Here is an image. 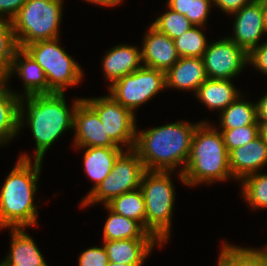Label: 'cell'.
<instances>
[{
	"label": "cell",
	"mask_w": 267,
	"mask_h": 266,
	"mask_svg": "<svg viewBox=\"0 0 267 266\" xmlns=\"http://www.w3.org/2000/svg\"><path fill=\"white\" fill-rule=\"evenodd\" d=\"M82 99L76 98L70 107L65 93L19 97V134L28 124L36 145L34 160L43 161L48 148L67 129L73 130L74 113Z\"/></svg>",
	"instance_id": "obj_1"
},
{
	"label": "cell",
	"mask_w": 267,
	"mask_h": 266,
	"mask_svg": "<svg viewBox=\"0 0 267 266\" xmlns=\"http://www.w3.org/2000/svg\"><path fill=\"white\" fill-rule=\"evenodd\" d=\"M198 123L185 120L140 130L137 128L133 150L143 162L145 170L174 171L184 184L183 170L191 152V141ZM183 165V166H181Z\"/></svg>",
	"instance_id": "obj_2"
},
{
	"label": "cell",
	"mask_w": 267,
	"mask_h": 266,
	"mask_svg": "<svg viewBox=\"0 0 267 266\" xmlns=\"http://www.w3.org/2000/svg\"><path fill=\"white\" fill-rule=\"evenodd\" d=\"M0 189V229L28 228L38 224L35 194L42 161L22 153Z\"/></svg>",
	"instance_id": "obj_3"
},
{
	"label": "cell",
	"mask_w": 267,
	"mask_h": 266,
	"mask_svg": "<svg viewBox=\"0 0 267 266\" xmlns=\"http://www.w3.org/2000/svg\"><path fill=\"white\" fill-rule=\"evenodd\" d=\"M211 125L202 120L193 133L190 156L182 173L185 186L210 185L233 178L222 134Z\"/></svg>",
	"instance_id": "obj_4"
},
{
	"label": "cell",
	"mask_w": 267,
	"mask_h": 266,
	"mask_svg": "<svg viewBox=\"0 0 267 266\" xmlns=\"http://www.w3.org/2000/svg\"><path fill=\"white\" fill-rule=\"evenodd\" d=\"M174 171L145 170L140 189L144 196L145 229L163 246L171 236V224L176 193L172 174Z\"/></svg>",
	"instance_id": "obj_5"
},
{
	"label": "cell",
	"mask_w": 267,
	"mask_h": 266,
	"mask_svg": "<svg viewBox=\"0 0 267 266\" xmlns=\"http://www.w3.org/2000/svg\"><path fill=\"white\" fill-rule=\"evenodd\" d=\"M64 0H27L11 20L20 48L60 36Z\"/></svg>",
	"instance_id": "obj_6"
},
{
	"label": "cell",
	"mask_w": 267,
	"mask_h": 266,
	"mask_svg": "<svg viewBox=\"0 0 267 266\" xmlns=\"http://www.w3.org/2000/svg\"><path fill=\"white\" fill-rule=\"evenodd\" d=\"M60 37L50 40H40L24 49L43 69L49 94L65 93L64 91L83 80V69L60 45Z\"/></svg>",
	"instance_id": "obj_7"
},
{
	"label": "cell",
	"mask_w": 267,
	"mask_h": 266,
	"mask_svg": "<svg viewBox=\"0 0 267 266\" xmlns=\"http://www.w3.org/2000/svg\"><path fill=\"white\" fill-rule=\"evenodd\" d=\"M144 171L143 162L138 154L133 149H125L115 160L112 171L81 201L80 207L87 208L98 203L106 205L125 192L139 189Z\"/></svg>",
	"instance_id": "obj_8"
},
{
	"label": "cell",
	"mask_w": 267,
	"mask_h": 266,
	"mask_svg": "<svg viewBox=\"0 0 267 266\" xmlns=\"http://www.w3.org/2000/svg\"><path fill=\"white\" fill-rule=\"evenodd\" d=\"M166 90L165 72L142 66L108 86V93L125 108L136 114V109Z\"/></svg>",
	"instance_id": "obj_9"
},
{
	"label": "cell",
	"mask_w": 267,
	"mask_h": 266,
	"mask_svg": "<svg viewBox=\"0 0 267 266\" xmlns=\"http://www.w3.org/2000/svg\"><path fill=\"white\" fill-rule=\"evenodd\" d=\"M98 114L110 138L121 148L131 150L136 139V114L117 102L109 93L101 97H83Z\"/></svg>",
	"instance_id": "obj_10"
},
{
	"label": "cell",
	"mask_w": 267,
	"mask_h": 266,
	"mask_svg": "<svg viewBox=\"0 0 267 266\" xmlns=\"http://www.w3.org/2000/svg\"><path fill=\"white\" fill-rule=\"evenodd\" d=\"M202 59L210 79L233 80L248 65V53L228 36L209 43Z\"/></svg>",
	"instance_id": "obj_11"
},
{
	"label": "cell",
	"mask_w": 267,
	"mask_h": 266,
	"mask_svg": "<svg viewBox=\"0 0 267 266\" xmlns=\"http://www.w3.org/2000/svg\"><path fill=\"white\" fill-rule=\"evenodd\" d=\"M234 16L233 36L228 37L248 54L260 45L261 37L266 35L263 15V1L253 0L240 10L230 14Z\"/></svg>",
	"instance_id": "obj_12"
},
{
	"label": "cell",
	"mask_w": 267,
	"mask_h": 266,
	"mask_svg": "<svg viewBox=\"0 0 267 266\" xmlns=\"http://www.w3.org/2000/svg\"><path fill=\"white\" fill-rule=\"evenodd\" d=\"M74 148L120 147L106 132L98 114L82 99L74 113Z\"/></svg>",
	"instance_id": "obj_13"
},
{
	"label": "cell",
	"mask_w": 267,
	"mask_h": 266,
	"mask_svg": "<svg viewBox=\"0 0 267 266\" xmlns=\"http://www.w3.org/2000/svg\"><path fill=\"white\" fill-rule=\"evenodd\" d=\"M141 46L143 66L167 72L180 58L174 41L150 25Z\"/></svg>",
	"instance_id": "obj_14"
},
{
	"label": "cell",
	"mask_w": 267,
	"mask_h": 266,
	"mask_svg": "<svg viewBox=\"0 0 267 266\" xmlns=\"http://www.w3.org/2000/svg\"><path fill=\"white\" fill-rule=\"evenodd\" d=\"M15 74L22 80L24 87L23 93H19L18 97L49 94V85L43 69L24 48L17 49L5 78L9 81Z\"/></svg>",
	"instance_id": "obj_15"
},
{
	"label": "cell",
	"mask_w": 267,
	"mask_h": 266,
	"mask_svg": "<svg viewBox=\"0 0 267 266\" xmlns=\"http://www.w3.org/2000/svg\"><path fill=\"white\" fill-rule=\"evenodd\" d=\"M266 165L267 142L261 135L229 152L231 174L237 182L250 174L260 172Z\"/></svg>",
	"instance_id": "obj_16"
},
{
	"label": "cell",
	"mask_w": 267,
	"mask_h": 266,
	"mask_svg": "<svg viewBox=\"0 0 267 266\" xmlns=\"http://www.w3.org/2000/svg\"><path fill=\"white\" fill-rule=\"evenodd\" d=\"M104 77L112 85L116 80L143 66L141 48L132 44L113 46L102 58Z\"/></svg>",
	"instance_id": "obj_17"
},
{
	"label": "cell",
	"mask_w": 267,
	"mask_h": 266,
	"mask_svg": "<svg viewBox=\"0 0 267 266\" xmlns=\"http://www.w3.org/2000/svg\"><path fill=\"white\" fill-rule=\"evenodd\" d=\"M207 78L202 58L182 57L165 73L166 89L190 90L196 94Z\"/></svg>",
	"instance_id": "obj_18"
},
{
	"label": "cell",
	"mask_w": 267,
	"mask_h": 266,
	"mask_svg": "<svg viewBox=\"0 0 267 266\" xmlns=\"http://www.w3.org/2000/svg\"><path fill=\"white\" fill-rule=\"evenodd\" d=\"M10 249L2 266H48L42 252L26 228H10Z\"/></svg>",
	"instance_id": "obj_19"
},
{
	"label": "cell",
	"mask_w": 267,
	"mask_h": 266,
	"mask_svg": "<svg viewBox=\"0 0 267 266\" xmlns=\"http://www.w3.org/2000/svg\"><path fill=\"white\" fill-rule=\"evenodd\" d=\"M157 245L163 247L157 239L103 241L109 261L119 264H144Z\"/></svg>",
	"instance_id": "obj_20"
},
{
	"label": "cell",
	"mask_w": 267,
	"mask_h": 266,
	"mask_svg": "<svg viewBox=\"0 0 267 266\" xmlns=\"http://www.w3.org/2000/svg\"><path fill=\"white\" fill-rule=\"evenodd\" d=\"M76 149L85 150L83 155L84 172L94 183L92 189L83 198L84 200L112 171L115 160L125 149L121 147H86Z\"/></svg>",
	"instance_id": "obj_21"
},
{
	"label": "cell",
	"mask_w": 267,
	"mask_h": 266,
	"mask_svg": "<svg viewBox=\"0 0 267 266\" xmlns=\"http://www.w3.org/2000/svg\"><path fill=\"white\" fill-rule=\"evenodd\" d=\"M242 93L229 79L207 78L198 88L196 98L208 109L221 113Z\"/></svg>",
	"instance_id": "obj_22"
},
{
	"label": "cell",
	"mask_w": 267,
	"mask_h": 266,
	"mask_svg": "<svg viewBox=\"0 0 267 266\" xmlns=\"http://www.w3.org/2000/svg\"><path fill=\"white\" fill-rule=\"evenodd\" d=\"M7 82L6 78H0V146L12 142L19 135L18 92L10 89Z\"/></svg>",
	"instance_id": "obj_23"
},
{
	"label": "cell",
	"mask_w": 267,
	"mask_h": 266,
	"mask_svg": "<svg viewBox=\"0 0 267 266\" xmlns=\"http://www.w3.org/2000/svg\"><path fill=\"white\" fill-rule=\"evenodd\" d=\"M108 216L103 228V241L124 239H156L139 222L113 212L107 205Z\"/></svg>",
	"instance_id": "obj_24"
},
{
	"label": "cell",
	"mask_w": 267,
	"mask_h": 266,
	"mask_svg": "<svg viewBox=\"0 0 267 266\" xmlns=\"http://www.w3.org/2000/svg\"><path fill=\"white\" fill-rule=\"evenodd\" d=\"M218 116H220V124L218 126L220 129H235L241 126L259 125L256 103L247 101L242 95Z\"/></svg>",
	"instance_id": "obj_25"
},
{
	"label": "cell",
	"mask_w": 267,
	"mask_h": 266,
	"mask_svg": "<svg viewBox=\"0 0 267 266\" xmlns=\"http://www.w3.org/2000/svg\"><path fill=\"white\" fill-rule=\"evenodd\" d=\"M113 212L139 222L145 228L146 207L141 189L125 192L106 204Z\"/></svg>",
	"instance_id": "obj_26"
},
{
	"label": "cell",
	"mask_w": 267,
	"mask_h": 266,
	"mask_svg": "<svg viewBox=\"0 0 267 266\" xmlns=\"http://www.w3.org/2000/svg\"><path fill=\"white\" fill-rule=\"evenodd\" d=\"M241 194L253 210L267 209V173L250 174L240 181Z\"/></svg>",
	"instance_id": "obj_27"
},
{
	"label": "cell",
	"mask_w": 267,
	"mask_h": 266,
	"mask_svg": "<svg viewBox=\"0 0 267 266\" xmlns=\"http://www.w3.org/2000/svg\"><path fill=\"white\" fill-rule=\"evenodd\" d=\"M201 27L205 28L204 26L194 25L180 37L173 40L180 58L203 57L209 42Z\"/></svg>",
	"instance_id": "obj_28"
},
{
	"label": "cell",
	"mask_w": 267,
	"mask_h": 266,
	"mask_svg": "<svg viewBox=\"0 0 267 266\" xmlns=\"http://www.w3.org/2000/svg\"><path fill=\"white\" fill-rule=\"evenodd\" d=\"M166 6L185 15L194 25L204 26L213 4L212 0H167Z\"/></svg>",
	"instance_id": "obj_29"
},
{
	"label": "cell",
	"mask_w": 267,
	"mask_h": 266,
	"mask_svg": "<svg viewBox=\"0 0 267 266\" xmlns=\"http://www.w3.org/2000/svg\"><path fill=\"white\" fill-rule=\"evenodd\" d=\"M18 48L11 20L0 16V78L8 74Z\"/></svg>",
	"instance_id": "obj_30"
},
{
	"label": "cell",
	"mask_w": 267,
	"mask_h": 266,
	"mask_svg": "<svg viewBox=\"0 0 267 266\" xmlns=\"http://www.w3.org/2000/svg\"><path fill=\"white\" fill-rule=\"evenodd\" d=\"M151 25L159 32L169 36L172 40L180 37L194 26L185 15L174 12L168 7L167 11L157 17Z\"/></svg>",
	"instance_id": "obj_31"
},
{
	"label": "cell",
	"mask_w": 267,
	"mask_h": 266,
	"mask_svg": "<svg viewBox=\"0 0 267 266\" xmlns=\"http://www.w3.org/2000/svg\"><path fill=\"white\" fill-rule=\"evenodd\" d=\"M219 131L222 134L225 147L230 152L258 137L260 135V125H247L235 129H221Z\"/></svg>",
	"instance_id": "obj_32"
},
{
	"label": "cell",
	"mask_w": 267,
	"mask_h": 266,
	"mask_svg": "<svg viewBox=\"0 0 267 266\" xmlns=\"http://www.w3.org/2000/svg\"><path fill=\"white\" fill-rule=\"evenodd\" d=\"M217 266H245V247L223 241Z\"/></svg>",
	"instance_id": "obj_33"
},
{
	"label": "cell",
	"mask_w": 267,
	"mask_h": 266,
	"mask_svg": "<svg viewBox=\"0 0 267 266\" xmlns=\"http://www.w3.org/2000/svg\"><path fill=\"white\" fill-rule=\"evenodd\" d=\"M108 263V255L103 245L82 251L78 258V266H107Z\"/></svg>",
	"instance_id": "obj_34"
},
{
	"label": "cell",
	"mask_w": 267,
	"mask_h": 266,
	"mask_svg": "<svg viewBox=\"0 0 267 266\" xmlns=\"http://www.w3.org/2000/svg\"><path fill=\"white\" fill-rule=\"evenodd\" d=\"M248 65L267 76V40L248 54Z\"/></svg>",
	"instance_id": "obj_35"
},
{
	"label": "cell",
	"mask_w": 267,
	"mask_h": 266,
	"mask_svg": "<svg viewBox=\"0 0 267 266\" xmlns=\"http://www.w3.org/2000/svg\"><path fill=\"white\" fill-rule=\"evenodd\" d=\"M245 266H267V253L262 248L245 247Z\"/></svg>",
	"instance_id": "obj_36"
},
{
	"label": "cell",
	"mask_w": 267,
	"mask_h": 266,
	"mask_svg": "<svg viewBox=\"0 0 267 266\" xmlns=\"http://www.w3.org/2000/svg\"><path fill=\"white\" fill-rule=\"evenodd\" d=\"M252 1L253 0H212V4L230 16V14L240 10L243 6L248 5Z\"/></svg>",
	"instance_id": "obj_37"
},
{
	"label": "cell",
	"mask_w": 267,
	"mask_h": 266,
	"mask_svg": "<svg viewBox=\"0 0 267 266\" xmlns=\"http://www.w3.org/2000/svg\"><path fill=\"white\" fill-rule=\"evenodd\" d=\"M27 0H0V16L12 20Z\"/></svg>",
	"instance_id": "obj_38"
},
{
	"label": "cell",
	"mask_w": 267,
	"mask_h": 266,
	"mask_svg": "<svg viewBox=\"0 0 267 266\" xmlns=\"http://www.w3.org/2000/svg\"><path fill=\"white\" fill-rule=\"evenodd\" d=\"M257 106V120L267 121V93L256 102Z\"/></svg>",
	"instance_id": "obj_39"
},
{
	"label": "cell",
	"mask_w": 267,
	"mask_h": 266,
	"mask_svg": "<svg viewBox=\"0 0 267 266\" xmlns=\"http://www.w3.org/2000/svg\"><path fill=\"white\" fill-rule=\"evenodd\" d=\"M84 1L105 7H113V6H118L120 3H122L123 0H84Z\"/></svg>",
	"instance_id": "obj_40"
},
{
	"label": "cell",
	"mask_w": 267,
	"mask_h": 266,
	"mask_svg": "<svg viewBox=\"0 0 267 266\" xmlns=\"http://www.w3.org/2000/svg\"><path fill=\"white\" fill-rule=\"evenodd\" d=\"M260 125V135L267 142V121H258Z\"/></svg>",
	"instance_id": "obj_41"
},
{
	"label": "cell",
	"mask_w": 267,
	"mask_h": 266,
	"mask_svg": "<svg viewBox=\"0 0 267 266\" xmlns=\"http://www.w3.org/2000/svg\"><path fill=\"white\" fill-rule=\"evenodd\" d=\"M107 266H143V264H119V263H112L109 261Z\"/></svg>",
	"instance_id": "obj_42"
},
{
	"label": "cell",
	"mask_w": 267,
	"mask_h": 266,
	"mask_svg": "<svg viewBox=\"0 0 267 266\" xmlns=\"http://www.w3.org/2000/svg\"><path fill=\"white\" fill-rule=\"evenodd\" d=\"M263 15H264V23L267 33V5L263 2Z\"/></svg>",
	"instance_id": "obj_43"
},
{
	"label": "cell",
	"mask_w": 267,
	"mask_h": 266,
	"mask_svg": "<svg viewBox=\"0 0 267 266\" xmlns=\"http://www.w3.org/2000/svg\"><path fill=\"white\" fill-rule=\"evenodd\" d=\"M267 253V245L262 248Z\"/></svg>",
	"instance_id": "obj_44"
}]
</instances>
